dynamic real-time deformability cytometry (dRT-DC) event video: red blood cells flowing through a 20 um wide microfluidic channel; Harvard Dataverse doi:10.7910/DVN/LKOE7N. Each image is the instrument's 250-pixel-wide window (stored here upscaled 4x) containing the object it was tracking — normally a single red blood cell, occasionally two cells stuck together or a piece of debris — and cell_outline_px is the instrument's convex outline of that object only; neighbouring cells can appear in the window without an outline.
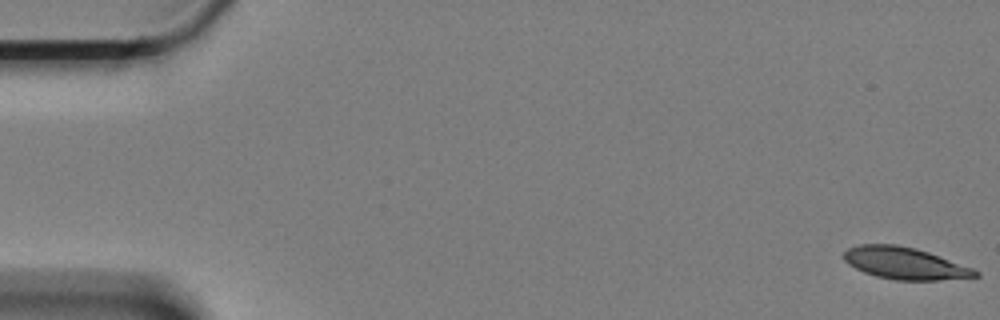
{"species": "Egyptian fruit bat (a non-hibernating species)", "species_latin": "Rousettus aegyptiacus", "temperature_condition": "cold", "stored_images_in_passage": 33, "camera_frame_rate_fps": 3000, "um_per_image_px": 0.085, "animal": {"sex": "female"}, "frame": {"image": 1, "passage_image": 1, "time_ms": 0.0, "image_size_px": [1000, 320], "cell_outline_px": [[980, 276], [940, 280], [896, 280], [876, 276], [864, 272], [848, 264], [844, 260], [844, 252], [848, 248], [860, 244], [896, 244], [916, 248], [928, 252], [972, 268], [980, 272]], "centroid_in_image_um": [76.9, 22.37], "position_along_channel_um": 8.1, "area_um2": 24.33}}
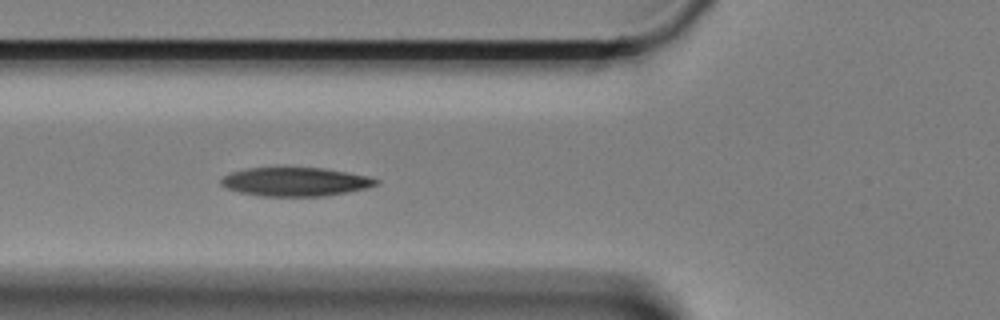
{"frame": {"image": 2, "passage_image": 22, "time_ms": 7.0, "image_size_px": [1000, 320], "cell_outline_px": [[380, 184], [368, 188], [328, 196], [260, 196], [240, 192], [228, 188], [220, 184], [220, 180], [224, 176], [232, 172], [248, 168], [324, 168], [348, 172], [368, 176], [380, 180]], "centroid_in_image_um": [25.17, 15.46], "position_along_channel_um": 100.6, "area_um2": 26.01}}
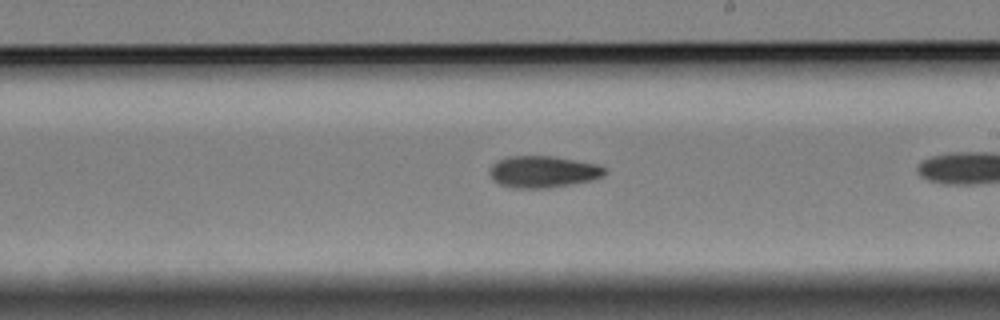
{"frame": {"image": 3, "passage_image": 31, "time_ms": 10.0, "image_size_px": [1000, 320], "cell_outline_px": [[608, 172], [592, 180], [544, 188], [512, 188], [500, 184], [492, 180], [488, 172], [492, 164], [500, 160], [512, 156], [552, 156], [596, 164], [604, 168]], "centroid_in_image_um": [46.11, 14.6], "position_along_channel_um": 242.9, "area_um2": 20.98}}